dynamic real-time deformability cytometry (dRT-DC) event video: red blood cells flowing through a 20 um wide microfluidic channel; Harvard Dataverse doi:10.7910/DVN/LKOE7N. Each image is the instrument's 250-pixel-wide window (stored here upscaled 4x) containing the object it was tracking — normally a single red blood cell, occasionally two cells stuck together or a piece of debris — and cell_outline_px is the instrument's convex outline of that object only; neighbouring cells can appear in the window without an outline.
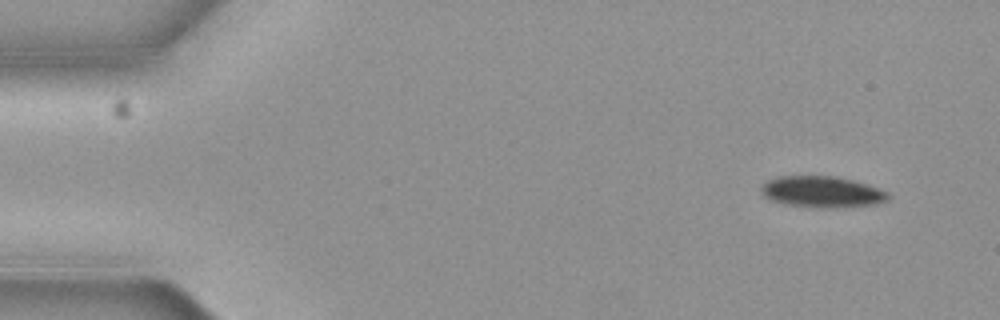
{"species": "common noctule bat (a hibernating species)", "species_latin": "Nyctalus noctula", "temperature_condition": "cold", "stored_images_in_passage": 5, "camera_frame_rate_fps": 3000, "um_per_image_px": 0.085, "animal": {"sex": "female", "body_mass_g": 19.3, "forearm_length_mm": 54.1}, "frame": {"image": 1, "passage_image": 1, "time_ms": 0.0, "image_size_px": [1000, 320], "cell_outline_px": [[888, 196], [884, 200], [872, 204], [788, 204], [772, 200], [764, 196], [760, 188], [768, 180], [776, 176], [836, 176], [868, 184], [888, 192]], "centroid_in_image_um": [69.8, 16.22], "position_along_channel_um": 15.2, "area_um2": 21.39}}
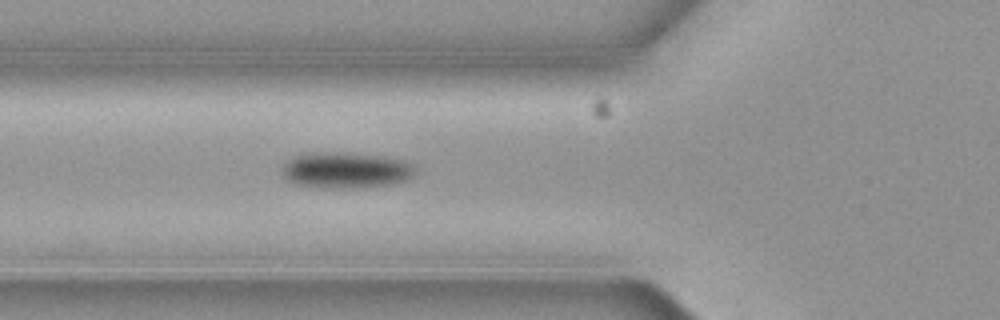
{"frame": {"image": 2, "passage_image": 5, "time_ms": 1.333, "image_size_px": [1000, 320], "cell_outline_px": [[412, 176], [404, 180], [388, 184], [360, 188], [320, 188], [296, 184], [288, 180], [284, 176], [280, 168], [288, 160], [296, 156], [320, 152], [324, 152], [380, 156], [400, 160], [408, 164], [412, 168]], "centroid_in_image_um": [29.29, 14.49], "position_along_channel_um": 96.5, "area_um2": 27.17}}